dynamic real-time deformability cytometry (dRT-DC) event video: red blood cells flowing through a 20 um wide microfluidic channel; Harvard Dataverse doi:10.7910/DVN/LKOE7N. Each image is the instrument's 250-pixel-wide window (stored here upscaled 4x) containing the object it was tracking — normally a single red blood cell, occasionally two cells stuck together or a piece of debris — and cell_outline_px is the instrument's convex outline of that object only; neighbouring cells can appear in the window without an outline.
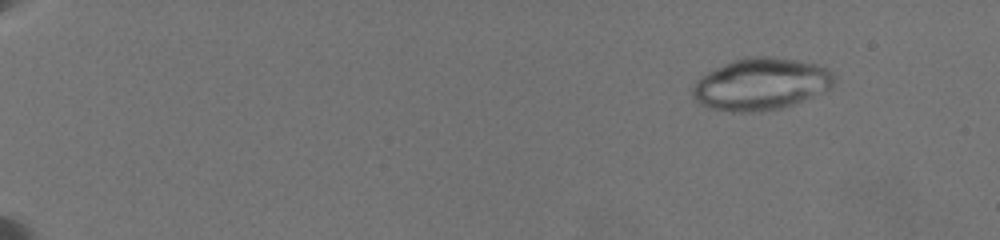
{"species": "common noctule bat (a hibernating species)", "species_latin": "Nyctalus noctula", "temperature_condition": "warm", "stored_images_in_passage": 26, "camera_frame_rate_fps": 3000, "um_per_image_px": 0.085, "animal": {"sex": "female", "body_mass_g": 19.5, "forearm_length_mm": 54.1}, "frame": {"image": 1, "passage_image": 3, "time_ms": 0.333, "image_size_px": [1000, 240], "cell_outline_px": [[832, 84], [828, 88], [800, 100], [780, 108], [752, 112], [732, 112], [704, 108], [696, 100], [692, 92], [692, 88], [696, 80], [700, 76], [732, 60], [744, 56], [772, 56], [796, 60], [816, 64], [828, 68], [832, 72]], "centroid_in_image_um": [64.58, 7.13], "position_along_channel_um": 20.4, "area_um2": 42.48}}